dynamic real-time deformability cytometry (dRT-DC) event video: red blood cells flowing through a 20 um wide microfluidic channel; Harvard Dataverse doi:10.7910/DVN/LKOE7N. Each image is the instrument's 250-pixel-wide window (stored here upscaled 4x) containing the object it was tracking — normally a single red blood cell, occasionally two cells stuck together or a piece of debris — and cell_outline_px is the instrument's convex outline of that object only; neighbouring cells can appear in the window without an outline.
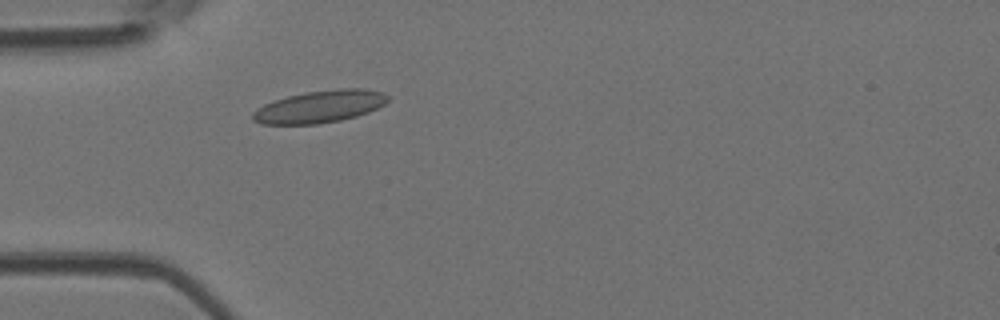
{"species": "Egyptian fruit bat (a non-hibernating species)", "species_latin": "Rousettus aegyptiacus", "temperature_condition": "room temperature", "stored_images_in_passage": 40, "camera_frame_rate_fps": 3000, "um_per_image_px": 0.085, "animal": {"sex": "female"}, "frame": {"image": 1, "passage_image": 6, "time_ms": 1.667, "image_size_px": [1000, 320], "cell_outline_px": [[388, 100], [384, 104], [368, 112], [356, 116], [340, 120], [316, 124], [260, 124], [252, 120], [252, 112], [256, 108], [272, 100], [304, 92], [340, 88], [360, 88], [384, 92], [388, 96]], "centroid_in_image_um": [27.14, 9.05], "position_along_channel_um": 57.9, "area_um2": 25.49}}
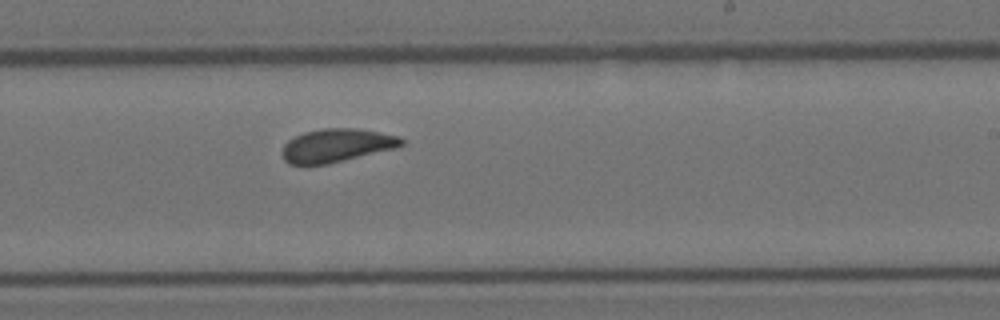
{"frame": {"image": 2, "passage_image": 21, "time_ms": 6.667, "image_size_px": [1000, 320], "cell_outline_px": [[404, 144], [396, 148], [328, 164], [288, 164], [284, 160], [280, 152], [284, 144], [288, 140], [304, 132], [320, 128], [356, 128], [380, 132], [400, 136], [404, 140]], "centroid_in_image_um": [28.6, 12.35], "position_along_channel_um": 260.4, "area_um2": 23.35}}
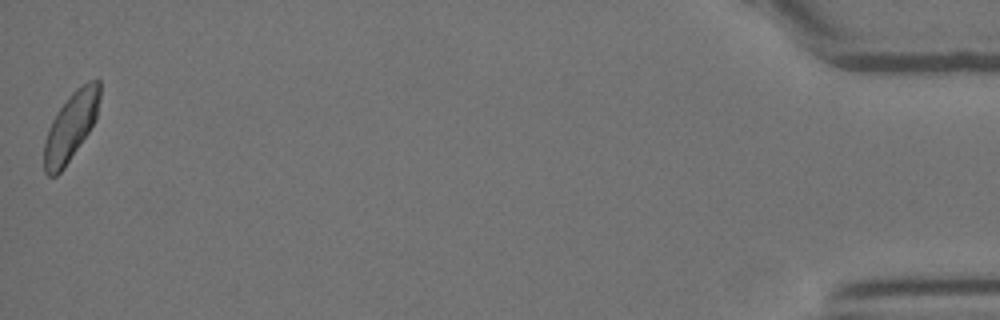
{"frame": {"image": 3, "passage_image": 40, "time_ms": 13.0, "image_size_px": [1000, 320], "cell_outline_px": [[100, 96], [96, 120], [64, 168], [56, 176], [48, 176], [44, 172], [44, 144], [48, 128], [52, 120], [68, 96], [76, 88], [88, 80], [100, 80]], "centroid_in_image_um": [6.02, 10.74], "position_along_channel_um": 429.2, "area_um2": 22.02}, "authors_computed_cell_mechanics": {"area_um2": 23.2645, "velocity_mm_per_s": 4.1458, "shape_relaxation_time_tau1_ms": 5.8237, "shape_relaxation_time_tau2_ms": 0.9227, "deformation_change_tau1": 0.115, "deformation_change_tau2": 0.0653}}